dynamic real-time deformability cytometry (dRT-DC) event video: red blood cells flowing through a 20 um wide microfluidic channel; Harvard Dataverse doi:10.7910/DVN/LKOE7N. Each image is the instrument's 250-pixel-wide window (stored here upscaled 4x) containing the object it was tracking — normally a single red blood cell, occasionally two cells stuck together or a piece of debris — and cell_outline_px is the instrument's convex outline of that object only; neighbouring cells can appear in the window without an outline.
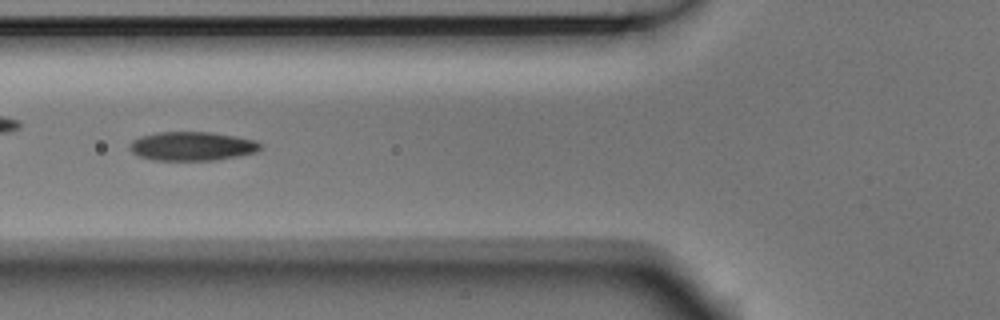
{"species": "Egyptian fruit bat (a non-hibernating species)", "species_latin": "Rousettus aegyptiacus", "temperature_condition": "room temperature", "stored_images_in_passage": 6, "camera_frame_rate_fps": 3000, "um_per_image_px": 0.085, "animal": {"sex": "male"}, "frame": {"image": 1, "passage_image": 4, "time_ms": 1.0, "image_size_px": [1000, 320], "cell_outline_px": [[260, 148], [256, 152], [216, 160], [156, 160], [140, 156], [132, 152], [132, 140], [140, 136], [156, 132], [212, 132], [236, 136], [256, 140], [260, 144]], "centroid_in_image_um": [16.35, 12.41], "position_along_channel_um": 109.5, "area_um2": 21.79}}
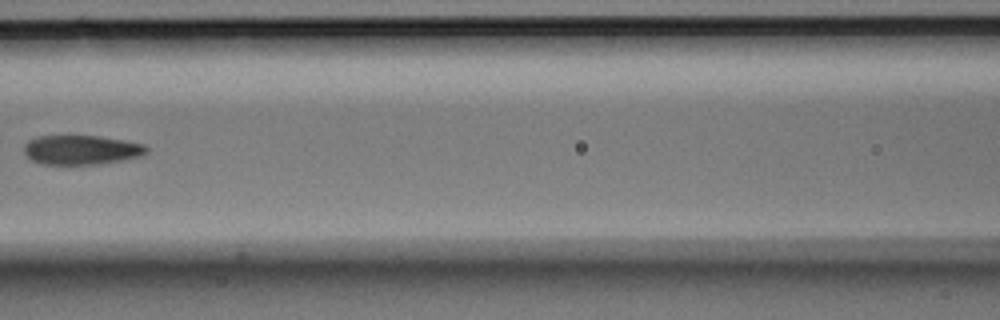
{"frame": {"image": 2, "passage_image": 5, "time_ms": 1.333, "image_size_px": [1000, 320], "cell_outline_px": [[148, 152], [144, 156], [96, 164], [44, 164], [32, 160], [24, 152], [24, 144], [28, 140], [40, 136], [100, 136], [124, 140], [144, 144], [148, 148]], "centroid_in_image_um": [6.94, 12.73], "position_along_channel_um": 159.7, "area_um2": 20.92}}
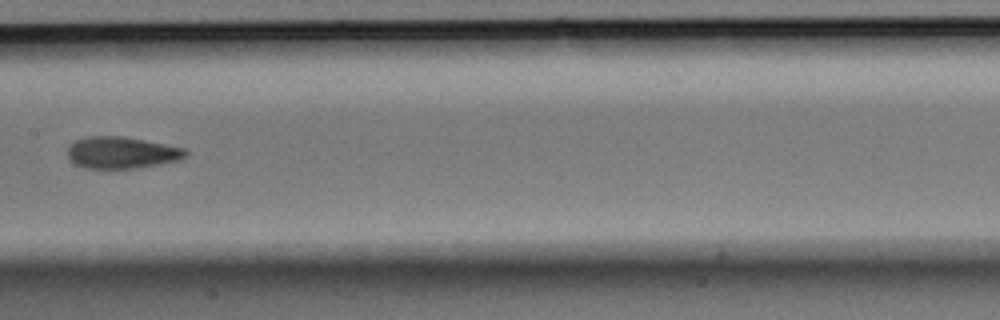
{"frame": {"image": 3, "passage_image": 6, "time_ms": 1.667, "image_size_px": [1000, 320], "cell_outline_px": [[188, 152], [180, 160], [160, 164], [132, 168], [84, 168], [76, 164], [68, 156], [68, 144], [76, 140], [88, 136], [124, 136], [184, 148]], "centroid_in_image_um": [10.32, 12.96], "position_along_channel_um": 197.1, "area_um2": 21.68}}